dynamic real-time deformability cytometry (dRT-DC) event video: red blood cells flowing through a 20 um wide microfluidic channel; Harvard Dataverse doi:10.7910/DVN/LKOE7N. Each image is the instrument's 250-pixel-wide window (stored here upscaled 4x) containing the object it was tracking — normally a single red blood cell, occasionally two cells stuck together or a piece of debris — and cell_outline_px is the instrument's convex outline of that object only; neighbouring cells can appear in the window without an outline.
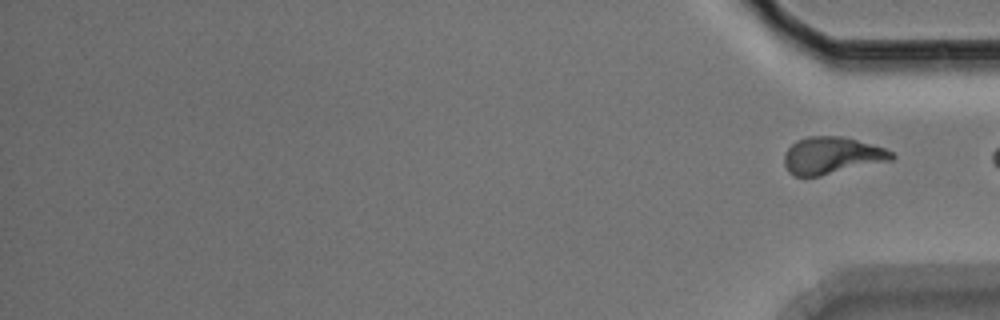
{"species": "Egyptian fruit bat (a non-hibernating species)", "species_latin": "Rousettus aegyptiacus", "temperature_condition": "room temperature", "stored_images_in_passage": 13, "segment_of_instrument_passage": [2, 2], "camera_frame_rate_fps": 3000, "um_per_image_px": 0.085, "animal": {"sex": "male"}, "frame": {"image": 1, "passage_image": 13, "time_ms": 4.0, "image_size_px": [1000, 320], "cell_outline_px": [[896, 156], [892, 160], [820, 176], [792, 176], [788, 172], [784, 164], [784, 156], [788, 148], [796, 140], [808, 136], [844, 136], [884, 148], [892, 152]], "centroid_in_image_um": [70.69, 13.22], "position_along_channel_um": 364.5, "area_um2": 23.24}}